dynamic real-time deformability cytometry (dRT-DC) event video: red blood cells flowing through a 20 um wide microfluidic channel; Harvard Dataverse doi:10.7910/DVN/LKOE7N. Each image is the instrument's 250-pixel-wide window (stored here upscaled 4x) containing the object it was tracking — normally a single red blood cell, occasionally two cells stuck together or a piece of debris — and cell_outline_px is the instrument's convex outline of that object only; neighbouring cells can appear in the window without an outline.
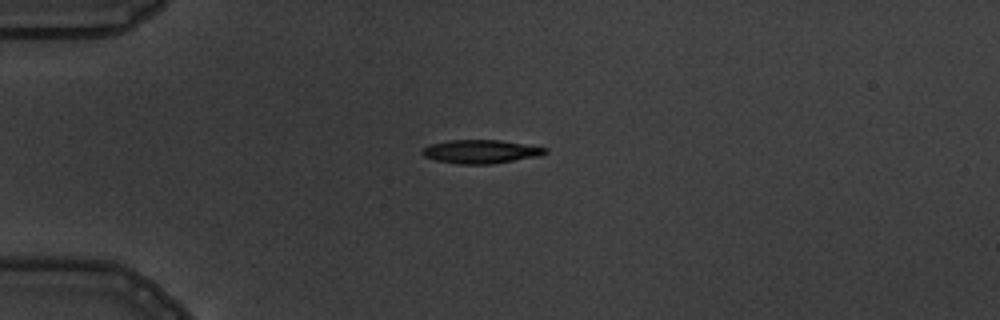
{"species": "common noctule bat (a hibernating species)", "species_latin": "Nyctalus noctula", "temperature_condition": "warm", "stored_images_in_passage": 7, "camera_frame_rate_fps": 3000, "um_per_image_px": 0.085, "animal": {"sex": "male", "body_mass_g": 19.5, "forearm_length_mm": 54.6}, "frame": {"image": 1, "passage_image": 1, "time_ms": 0.0, "image_size_px": [1000, 320], "cell_outline_px": [[548, 152], [536, 156], [492, 164], [456, 164], [436, 160], [424, 156], [420, 152], [428, 144], [448, 140], [500, 140], [548, 148]], "centroid_in_image_um": [40.82, 12.88], "position_along_channel_um": 44.2, "area_um2": 16.82}}
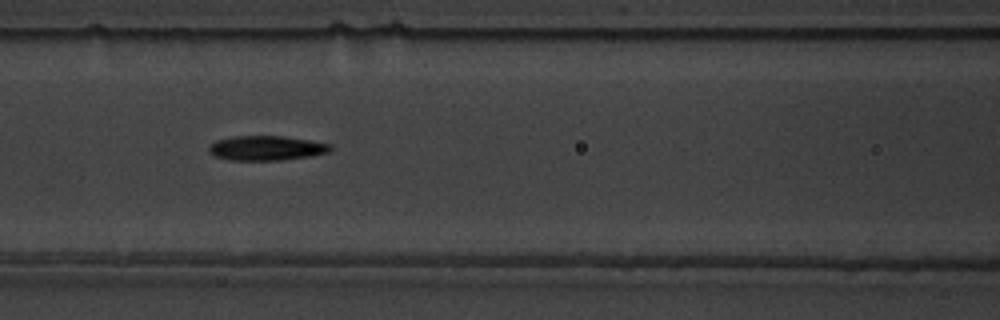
{"frame": {"image": 2, "passage_image": 4, "time_ms": 3.333, "image_size_px": [1000, 320], "cell_outline_px": [[332, 148], [328, 152], [308, 156], [280, 160], [228, 160], [216, 156], [208, 152], [208, 144], [216, 140], [232, 136], [284, 136], [332, 144]], "centroid_in_image_um": [22.59, 12.58], "position_along_channel_um": 144.0, "area_um2": 17.46}}
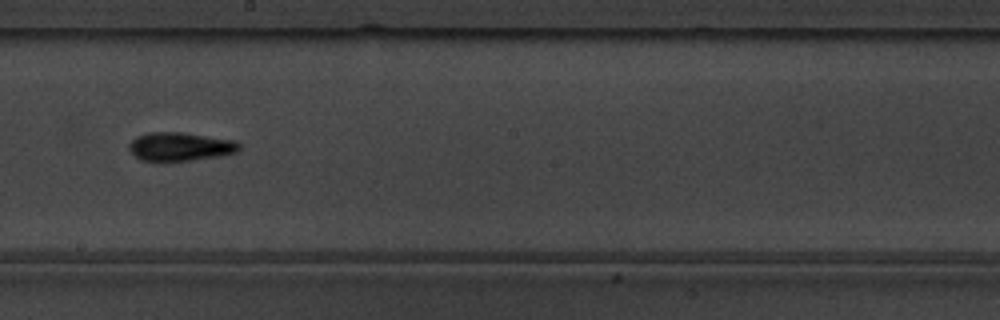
{"frame": {"image": 3, "passage_image": 6, "time_ms": 5.667, "image_size_px": [1000, 320], "cell_outline_px": [[240, 148], [236, 152], [220, 156], [188, 160], [140, 160], [128, 148], [128, 144], [136, 136], [148, 132], [184, 132], [232, 140], [240, 144]], "centroid_in_image_um": [15.29, 12.44], "position_along_channel_um": 232.9, "area_um2": 18.09}}